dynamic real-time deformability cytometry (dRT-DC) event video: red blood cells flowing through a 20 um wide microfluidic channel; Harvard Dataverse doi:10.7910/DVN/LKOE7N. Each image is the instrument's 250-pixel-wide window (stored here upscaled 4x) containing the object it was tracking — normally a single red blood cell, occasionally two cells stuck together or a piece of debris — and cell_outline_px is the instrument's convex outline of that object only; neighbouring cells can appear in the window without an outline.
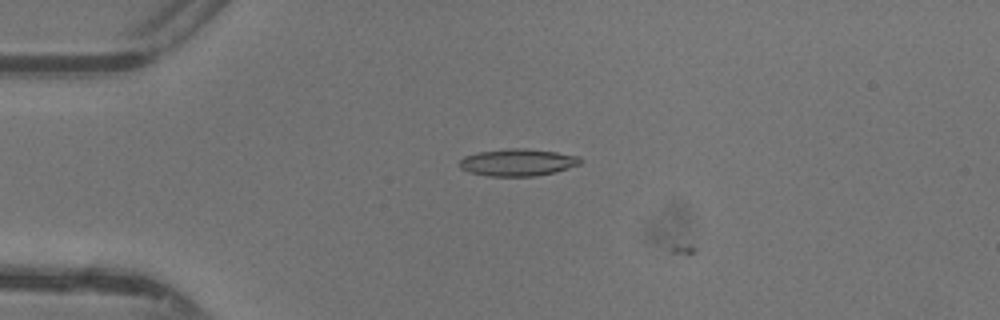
{"species": "common noctule bat (a hibernating species)", "species_latin": "Nyctalus noctula", "temperature_condition": "warm", "stored_images_in_passage": 4, "camera_frame_rate_fps": 3000, "um_per_image_px": 0.085, "animal": {"sex": "female"}, "frame": {"image": 1, "passage_image": 3, "time_ms": 0.667, "image_size_px": [1000, 320], "cell_outline_px": [[584, 160], [580, 164], [556, 172], [536, 176], [488, 176], [468, 172], [460, 168], [456, 164], [464, 156], [476, 152], [508, 148], [524, 148], [556, 152], [580, 156]], "centroid_in_image_um": [43.98, 13.8], "position_along_channel_um": 41.0, "area_um2": 19.42}}